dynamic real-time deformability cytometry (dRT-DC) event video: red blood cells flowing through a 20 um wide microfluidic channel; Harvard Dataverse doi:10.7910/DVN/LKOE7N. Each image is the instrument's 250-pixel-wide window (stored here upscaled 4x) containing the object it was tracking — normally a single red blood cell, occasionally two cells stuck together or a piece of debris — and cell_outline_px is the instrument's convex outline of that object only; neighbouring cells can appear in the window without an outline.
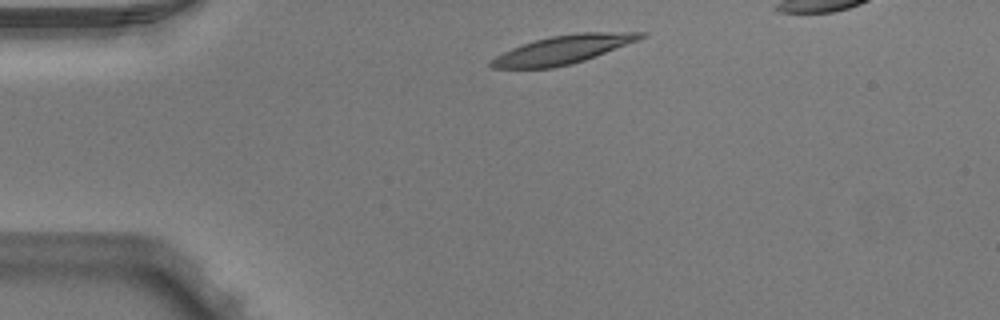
{"species": "Egyptian fruit bat (a non-hibernating species)", "species_latin": "Rousettus aegyptiacus", "temperature_condition": "warm", "stored_images_in_passage": 3, "segment_of_instrument_passage": [1, 2], "camera_frame_rate_fps": 3000, "um_per_image_px": 0.085, "animal": {"sex": "male"}, "frame": {"image": 1, "passage_image": 1, "time_ms": 0.0, "image_size_px": [1000, 320], "cell_outline_px": [[648, 36], [640, 40], [596, 56], [572, 64], [552, 68], [492, 68], [488, 64], [488, 60], [512, 48], [536, 40], [552, 36], [580, 32], [648, 32]], "centroid_in_image_um": [47.9, 4.22], "position_along_channel_um": 37.1, "area_um2": 24.8}}